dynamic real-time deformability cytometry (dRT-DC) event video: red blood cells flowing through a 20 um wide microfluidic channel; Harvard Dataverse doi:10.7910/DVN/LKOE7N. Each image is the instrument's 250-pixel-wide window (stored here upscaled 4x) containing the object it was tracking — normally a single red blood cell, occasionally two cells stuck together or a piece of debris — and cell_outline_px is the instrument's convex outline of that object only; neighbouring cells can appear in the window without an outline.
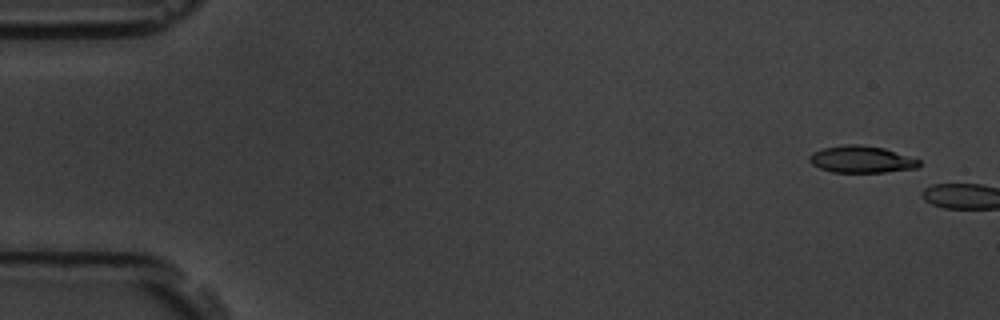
{"species": "common noctule bat (a hibernating species)", "species_latin": "Nyctalus noctula", "temperature_condition": "room temperature", "stored_images_in_passage": 6, "camera_frame_rate_fps": 3000, "um_per_image_px": 0.085, "animal": {"sex": "male", "body_mass_g": 19.5, "forearm_length_mm": 54.6}, "frame": {"image": 1, "passage_image": 1, "time_ms": 0.0, "image_size_px": [1000, 320], "cell_outline_px": [[920, 164], [916, 168], [884, 172], [832, 172], [820, 168], [812, 164], [808, 160], [808, 156], [812, 152], [824, 148], [848, 144], [860, 144], [884, 148], [920, 160]], "centroid_in_image_um": [73.19, 13.54], "position_along_channel_um": 11.8, "area_um2": 17.11}}
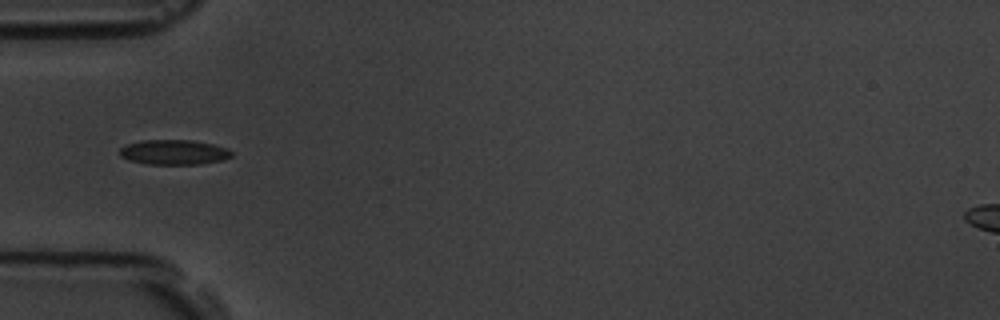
{"frame": {"image": 2, "passage_image": 6, "time_ms": 6.667, "image_size_px": [1000, 320], "cell_outline_px": [[232, 156], [224, 160], [200, 164], [148, 164], [128, 160], [120, 156], [120, 148], [128, 144], [144, 140], [192, 140], [212, 144], [228, 148], [232, 152]], "centroid_in_image_um": [14.81, 12.94], "position_along_channel_um": 70.2, "area_um2": 16.24}}